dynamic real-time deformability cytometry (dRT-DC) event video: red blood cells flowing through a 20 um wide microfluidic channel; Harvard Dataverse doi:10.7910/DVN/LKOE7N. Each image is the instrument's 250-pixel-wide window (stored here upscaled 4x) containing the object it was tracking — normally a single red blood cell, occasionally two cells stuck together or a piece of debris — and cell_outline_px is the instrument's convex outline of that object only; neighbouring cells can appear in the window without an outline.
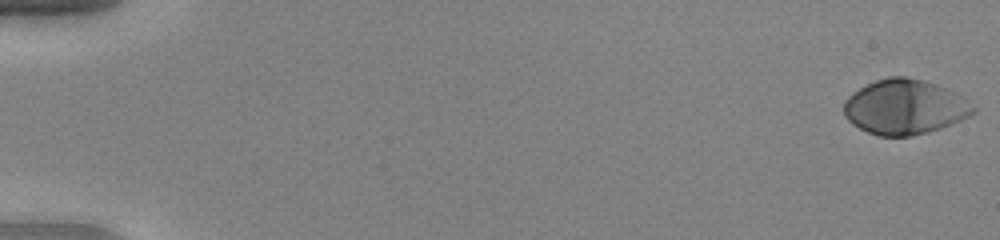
{"species": "human", "species_latin": "Homo sapiens", "temperature_condition": "warm", "stored_images_in_passage": 53, "camera_frame_rate_fps": 3000, "um_per_image_px": 0.085, "donor": {"sex": "female"}, "frame": {"image": 1, "passage_image": 1, "time_ms": 0.0, "image_size_px": [1000, 240], "cell_outline_px": [[976, 112], [952, 124], [928, 132], [912, 136], [880, 136], [868, 132], [852, 124], [844, 116], [844, 100], [848, 96], [860, 88], [876, 80], [888, 76], [904, 76], [936, 84], [956, 92], [964, 96], [976, 108]], "centroid_in_image_um": [76.92, 9.1], "position_along_channel_um": 8.1, "area_um2": 41.38}}
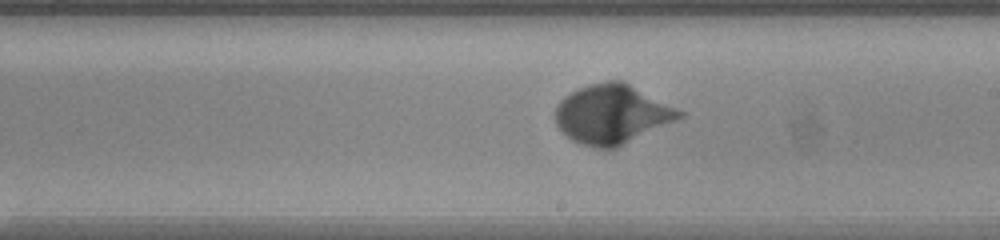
{"frame": {"image": 2, "passage_image": 32, "time_ms": 10.333, "image_size_px": [1000, 240], "cell_outline_px": [[684, 116], [608, 152], [580, 144], [572, 140], [556, 124], [556, 104], [564, 96], [588, 84], [608, 80], [624, 80], [684, 112]], "centroid_in_image_um": [52.01, 9.72], "position_along_channel_um": 237.0, "area_um2": 42.89}}
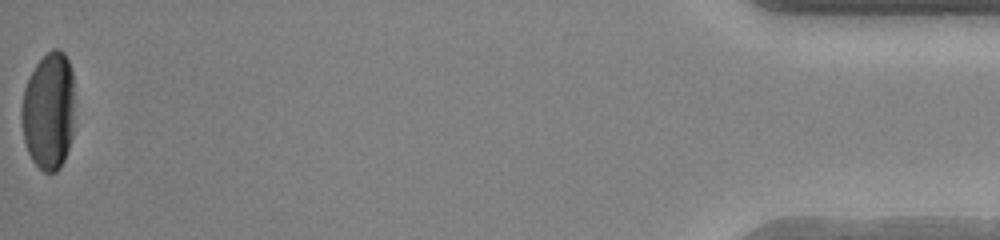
{"frame": {"image": 3, "passage_image": 53, "time_ms": 17.333, "image_size_px": [1000, 240], "cell_outline_px": [[72, 136], [64, 160], [60, 168], [56, 172], [44, 172], [32, 160], [28, 152], [24, 140], [20, 124], [20, 108], [24, 88], [36, 64], [52, 48], [56, 48], [64, 52], [68, 60], [72, 72]], "centroid_in_image_um": [4.1, 9.45], "position_along_channel_um": 431.1, "area_um2": 36.36}, "authors_computed_cell_mechanics": {"area_um2": 39.9976, "velocity_mm_per_s": 3.9965, "shape_relaxation_time_tau1_ms": 2.3348, "shape_relaxation_time_tau2_ms": null, "deformation_change_tau1": 0.2014, "deformation_change_tau2": null}}